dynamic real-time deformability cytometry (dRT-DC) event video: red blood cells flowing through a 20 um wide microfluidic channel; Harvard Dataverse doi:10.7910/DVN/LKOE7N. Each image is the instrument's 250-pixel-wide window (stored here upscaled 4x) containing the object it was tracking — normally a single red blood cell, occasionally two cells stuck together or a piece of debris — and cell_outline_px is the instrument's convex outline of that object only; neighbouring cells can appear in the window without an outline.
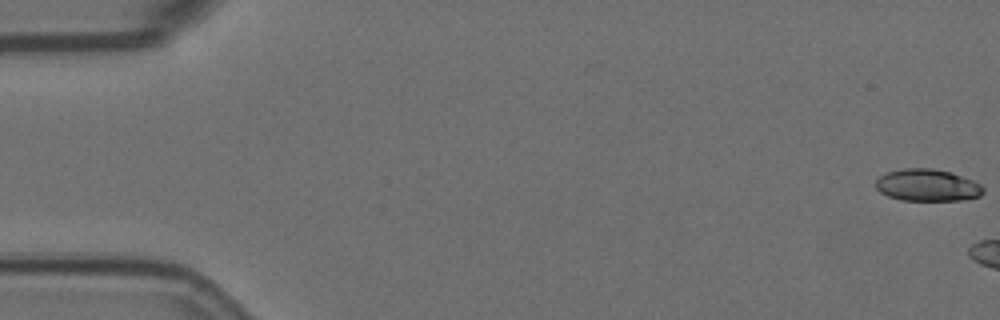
{"species": "Egyptian fruit bat (a non-hibernating species)", "species_latin": "Rousettus aegyptiacus", "temperature_condition": "room temperature", "stored_images_in_passage": 6, "camera_frame_rate_fps": 3000, "um_per_image_px": 0.085, "animal": {"sex": "female"}, "frame": {"image": 1, "passage_image": 1, "time_ms": 0.0, "image_size_px": [1000, 320], "cell_outline_px": [[984, 192], [980, 196], [960, 200], [900, 200], [888, 196], [880, 192], [876, 188], [876, 180], [880, 176], [888, 172], [904, 168], [932, 168], [952, 172], [972, 180], [980, 184], [984, 188]], "centroid_in_image_um": [78.83, 15.74], "position_along_channel_um": 6.2, "area_um2": 20.06}}